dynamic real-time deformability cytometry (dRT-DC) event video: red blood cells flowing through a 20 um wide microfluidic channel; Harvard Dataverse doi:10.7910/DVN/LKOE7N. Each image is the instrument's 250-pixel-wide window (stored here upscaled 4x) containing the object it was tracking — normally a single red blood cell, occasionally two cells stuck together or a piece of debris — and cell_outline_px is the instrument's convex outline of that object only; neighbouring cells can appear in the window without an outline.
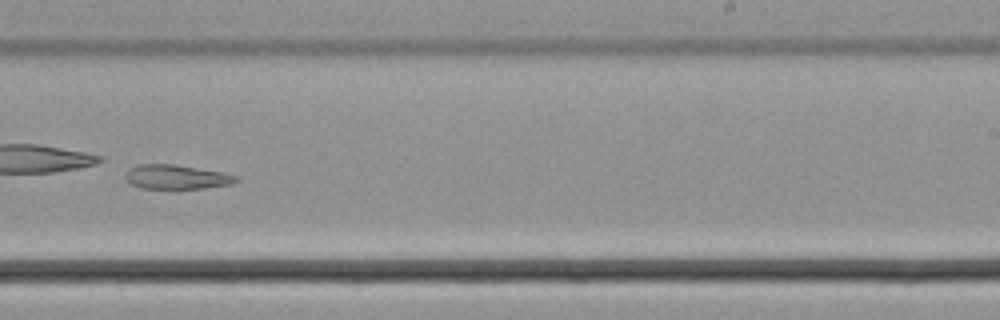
{"species": "common noctule bat (a hibernating species)", "species_latin": "Nyctalus noctula", "temperature_condition": "cold", "stored_images_in_passage": 43, "camera_frame_rate_fps": 3000, "um_per_image_px": 0.085, "animal": {"sex": "male", "body_mass_g": 21.5, "forearm_length_mm": 52.0}, "frame": {"image": 1, "passage_image": 31, "time_ms": 10.0, "image_size_px": [1000, 320], "cell_outline_px": [[240, 180], [232, 184], [176, 192], [172, 192], [140, 188], [132, 184], [124, 176], [136, 164], [172, 164], [220, 172], [236, 176]], "centroid_in_image_um": [14.99, 15.11], "position_along_channel_um": 274.0, "area_um2": 16.3}}